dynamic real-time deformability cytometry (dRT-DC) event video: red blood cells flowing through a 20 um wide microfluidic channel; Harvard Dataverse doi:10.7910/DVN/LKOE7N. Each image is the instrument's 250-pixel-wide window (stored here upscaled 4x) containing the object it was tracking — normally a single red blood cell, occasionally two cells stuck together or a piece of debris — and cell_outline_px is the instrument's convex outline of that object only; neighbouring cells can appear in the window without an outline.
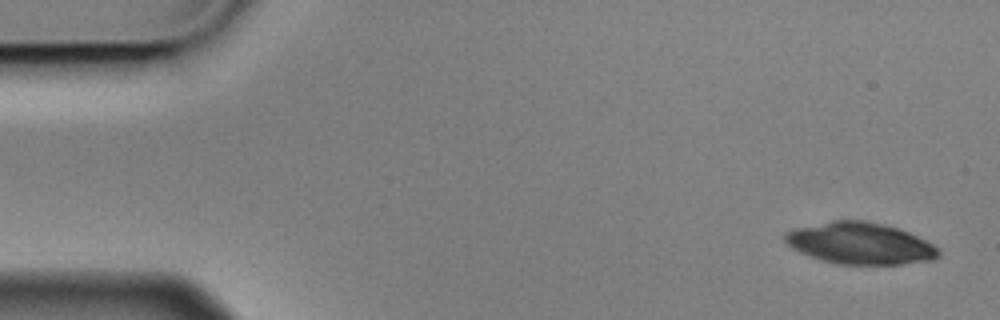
{"species": "Egyptian fruit bat (a non-hibernating species)", "species_latin": "Rousettus aegyptiacus", "temperature_condition": "cold", "stored_images_in_passage": 3, "camera_frame_rate_fps": 3000, "um_per_image_px": 0.085, "animal": {"sex": "male"}, "frame": {"image": 1, "passage_image": 1, "time_ms": 0.0, "image_size_px": [1000, 320], "cell_outline_px": [[940, 252], [932, 260], [900, 264], [836, 264], [800, 252], [792, 248], [784, 240], [784, 232], [796, 228], [832, 220], [864, 220], [884, 224], [900, 228], [932, 244]], "centroid_in_image_um": [73.08, 20.67], "position_along_channel_um": 11.9, "area_um2": 36.93}}